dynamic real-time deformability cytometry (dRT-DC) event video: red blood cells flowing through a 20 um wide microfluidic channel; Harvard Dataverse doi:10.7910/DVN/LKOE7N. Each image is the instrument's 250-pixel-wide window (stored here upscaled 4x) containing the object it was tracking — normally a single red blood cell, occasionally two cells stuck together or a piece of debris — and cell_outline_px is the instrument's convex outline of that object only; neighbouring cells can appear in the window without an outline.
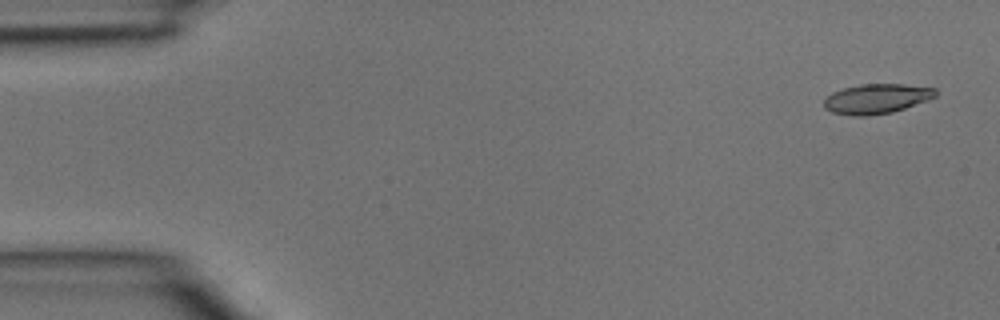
{"species": "common noctule bat (a hibernating species)", "species_latin": "Nyctalus noctula", "temperature_condition": "room temperature", "stored_images_in_passage": 5, "camera_frame_rate_fps": 3000, "um_per_image_px": 0.085, "animal": {"sex": "male", "body_mass_g": 15.6}, "frame": {"image": 1, "passage_image": 5, "time_ms": 1.333, "image_size_px": [1000, 320], "cell_outline_px": [[936, 96], [928, 100], [892, 112], [868, 116], [852, 116], [832, 112], [824, 108], [824, 100], [832, 92], [844, 88], [860, 84], [904, 84], [936, 88]], "centroid_in_image_um": [74.5, 8.39], "position_along_channel_um": 10.5, "area_um2": 19.36}}